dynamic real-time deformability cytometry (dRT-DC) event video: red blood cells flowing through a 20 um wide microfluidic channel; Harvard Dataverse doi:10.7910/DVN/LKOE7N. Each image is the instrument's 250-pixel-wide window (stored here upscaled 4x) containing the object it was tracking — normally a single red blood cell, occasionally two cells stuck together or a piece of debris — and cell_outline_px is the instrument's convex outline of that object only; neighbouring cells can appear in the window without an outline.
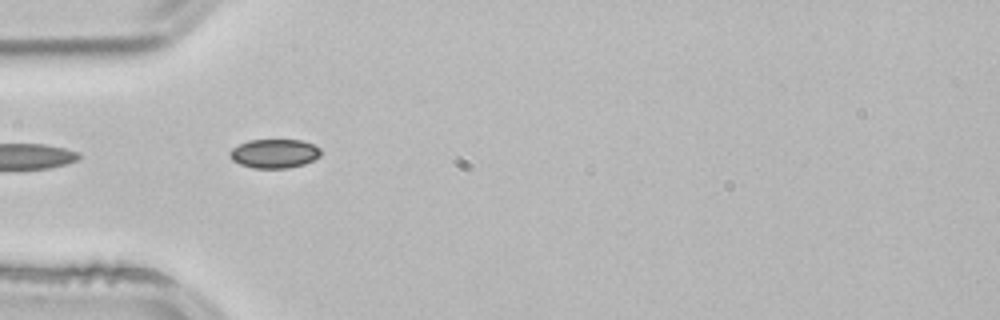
{"species": "common noctule bat (a hibernating species)", "species_latin": "Nyctalus noctula", "temperature_condition": "room temperature", "stored_images_in_passage": 4, "camera_frame_rate_fps": 3000, "um_per_image_px": 0.085, "animal": {"sex": "male", "body_mass_g": 21.5, "forearm_length_mm": 52.0}, "frame": {"image": 1, "passage_image": 1, "time_ms": 0.0, "image_size_px": [1000, 320], "cell_outline_px": [[320, 156], [304, 164], [288, 168], [252, 168], [240, 164], [232, 160], [228, 152], [232, 148], [248, 140], [300, 140], [312, 144], [320, 148]], "centroid_in_image_um": [23.29, 13.05], "position_along_channel_um": 61.7, "area_um2": 15.32}}